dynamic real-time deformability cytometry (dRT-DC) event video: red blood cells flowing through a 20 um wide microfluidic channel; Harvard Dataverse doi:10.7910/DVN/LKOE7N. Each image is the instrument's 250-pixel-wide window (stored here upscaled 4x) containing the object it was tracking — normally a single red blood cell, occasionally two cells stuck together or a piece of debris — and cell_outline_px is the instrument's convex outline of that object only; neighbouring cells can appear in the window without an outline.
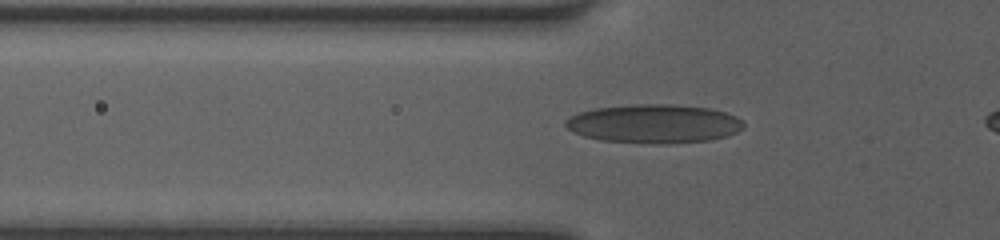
{"species": "human", "species_latin": "Homo sapiens", "temperature_condition": "room temperature", "stored_images_in_passage": 37, "camera_frame_rate_fps": 3000, "um_per_image_px": 0.085, "donor": {"sex": "female"}, "frame": {"image": 1, "passage_image": 9, "time_ms": 2.667, "image_size_px": [1000, 240], "cell_outline_px": [[744, 128], [728, 136], [708, 140], [656, 144], [600, 140], [584, 136], [572, 132], [564, 124], [564, 120], [580, 112], [596, 108], [632, 104], [672, 104], [708, 108], [724, 112], [736, 116], [744, 124]], "centroid_in_image_um": [55.58, 10.51], "position_along_channel_um": 70.2, "area_um2": 40.11}}
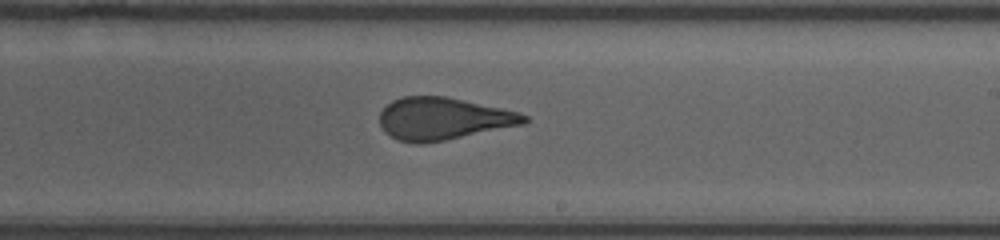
{"frame": {"image": 2, "passage_image": 22, "time_ms": 7.0, "image_size_px": [1000, 240], "cell_outline_px": [[528, 120], [524, 124], [424, 144], [416, 144], [396, 140], [384, 132], [380, 124], [380, 112], [392, 100], [404, 96], [444, 96], [520, 112], [528, 116]], "centroid_in_image_um": [37.64, 10.1], "position_along_channel_um": 251.4, "area_um2": 35.55}}
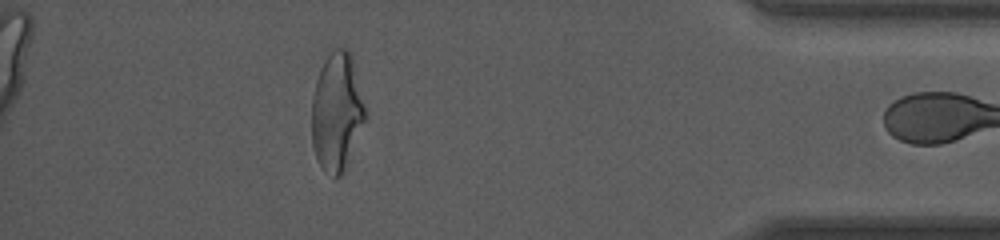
{"frame": {"image": 3, "passage_image": 36, "time_ms": 11.667, "image_size_px": [1000, 240], "cell_outline_px": [[364, 120], [344, 172], [340, 176], [336, 176], [324, 172], [316, 156], [312, 144], [312, 96], [316, 80], [320, 68], [324, 60], [332, 48], [348, 48], [352, 56], [364, 104]], "centroid_in_image_um": [28.6, 9.47], "position_along_channel_um": 406.6, "area_um2": 36.47}}